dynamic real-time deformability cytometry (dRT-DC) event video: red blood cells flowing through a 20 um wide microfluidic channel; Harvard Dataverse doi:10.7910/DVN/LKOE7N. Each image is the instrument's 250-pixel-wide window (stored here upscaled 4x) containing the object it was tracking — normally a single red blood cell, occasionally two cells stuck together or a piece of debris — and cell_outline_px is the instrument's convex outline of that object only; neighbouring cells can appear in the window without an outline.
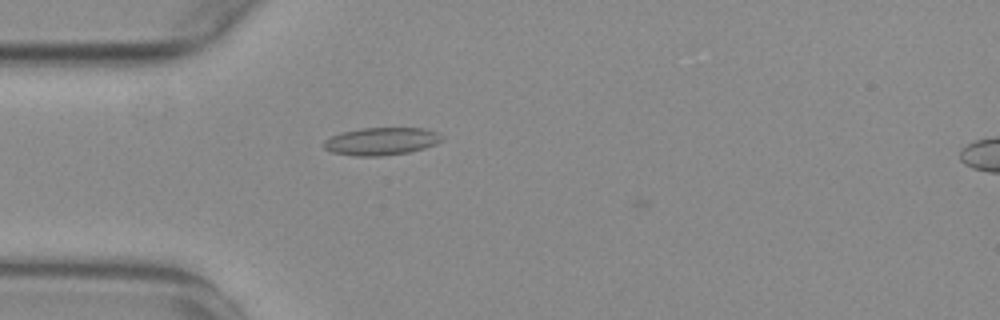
{"species": "common noctule bat (a hibernating species)", "species_latin": "Nyctalus noctula", "temperature_condition": "warm", "stored_images_in_passage": 8, "camera_frame_rate_fps": 3000, "um_per_image_px": 0.085, "animal": {"sex": "female", "body_mass_g": 29.2, "forearm_length_mm": 56.3}, "frame": {"image": 1, "passage_image": 7, "time_ms": 2.0, "image_size_px": [1000, 320], "cell_outline_px": [[444, 140], [436, 144], [424, 148], [408, 152], [380, 156], [356, 156], [332, 152], [324, 148], [324, 140], [340, 132], [360, 128], [424, 128], [436, 132], [444, 136]], "centroid_in_image_um": [32.43, 12.0], "position_along_channel_um": 52.6, "area_um2": 19.07}}